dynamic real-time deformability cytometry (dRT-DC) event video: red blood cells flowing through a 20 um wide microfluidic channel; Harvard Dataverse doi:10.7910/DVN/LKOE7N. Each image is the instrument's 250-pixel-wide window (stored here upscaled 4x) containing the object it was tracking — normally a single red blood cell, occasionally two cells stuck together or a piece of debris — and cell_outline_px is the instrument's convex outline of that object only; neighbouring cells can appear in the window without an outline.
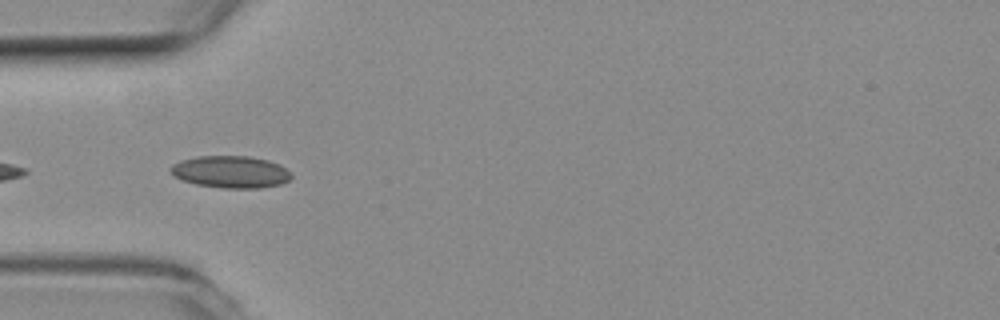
{"species": "common noctule bat (a hibernating species)", "species_latin": "Nyctalus noctula", "temperature_condition": "room temperature", "stored_images_in_passage": 8, "camera_frame_rate_fps": 3000, "um_per_image_px": 0.085, "animal": {"sex": "female", "body_mass_g": 19.3, "forearm_length_mm": 54.1}, "frame": {"image": 1, "passage_image": 4, "time_ms": 1.0, "image_size_px": [1000, 320], "cell_outline_px": [[292, 176], [288, 180], [280, 184], [260, 188], [224, 188], [196, 184], [172, 176], [168, 172], [168, 168], [172, 164], [180, 160], [196, 156], [248, 156], [268, 160], [280, 164], [292, 172]], "centroid_in_image_um": [19.58, 14.6], "position_along_channel_um": 65.4, "area_um2": 22.83}}
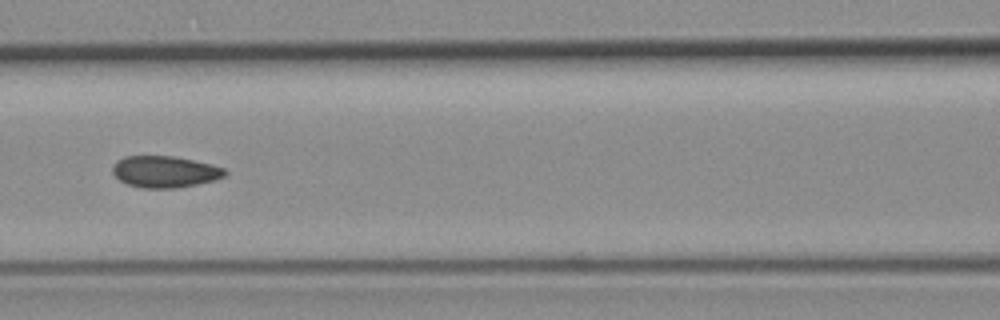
{"frame": {"image": 2, "passage_image": 6, "time_ms": 1.667, "image_size_px": [1000, 320], "cell_outline_px": [[228, 172], [224, 176], [216, 180], [176, 188], [144, 188], [128, 184], [120, 180], [112, 172], [112, 168], [116, 160], [124, 156], [172, 156], [212, 164], [224, 168]], "centroid_in_image_um": [14.01, 14.59], "position_along_channel_um": 152.6, "area_um2": 20.63}}
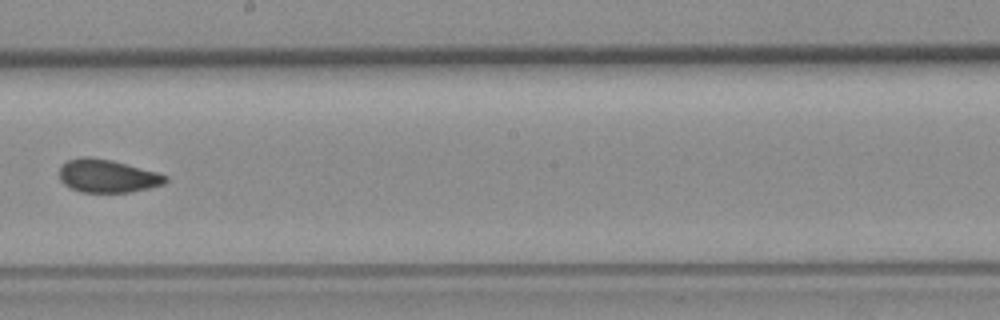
{"frame": {"image": 3, "passage_image": 8, "time_ms": 2.333, "image_size_px": [1000, 320], "cell_outline_px": [[168, 180], [164, 184], [148, 188], [128, 192], [80, 192], [64, 184], [60, 180], [60, 168], [68, 160], [84, 156], [88, 156], [112, 160], [156, 172], [168, 176]], "centroid_in_image_um": [9.13, 14.96], "position_along_channel_um": 239.1, "area_um2": 20.29}}